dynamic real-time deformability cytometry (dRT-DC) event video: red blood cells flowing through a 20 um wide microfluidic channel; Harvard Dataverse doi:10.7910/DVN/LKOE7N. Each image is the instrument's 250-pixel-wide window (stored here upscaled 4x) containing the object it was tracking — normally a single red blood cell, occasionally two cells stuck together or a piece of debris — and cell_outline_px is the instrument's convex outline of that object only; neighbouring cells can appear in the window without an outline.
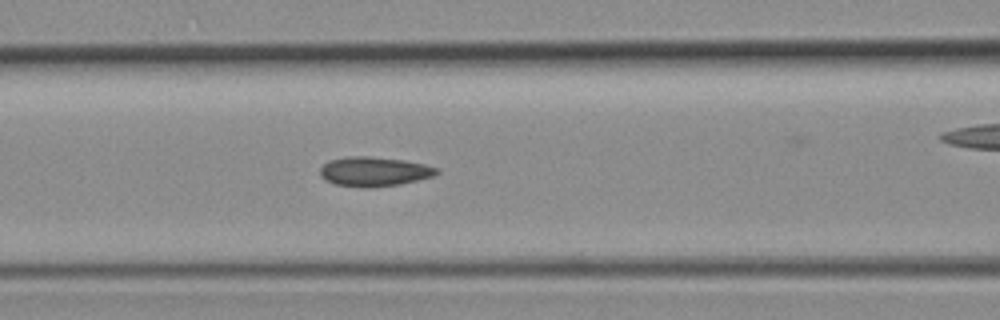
{"species": "common noctule bat (a hibernating species)", "species_latin": "Nyctalus noctula", "temperature_condition": "room temperature", "stored_images_in_passage": 24, "camera_frame_rate_fps": 3000, "um_per_image_px": 0.085, "animal": {"sex": "female", "body_mass_g": 19.3, "forearm_length_mm": 54.1}, "frame": {"image": 1, "passage_image": 4, "time_ms": 1.0, "image_size_px": [1000, 320], "cell_outline_px": [[440, 172], [432, 176], [400, 184], [368, 188], [364, 188], [336, 184], [320, 176], [320, 168], [328, 160], [348, 156], [368, 156], [404, 160], [424, 164], [440, 168]], "centroid_in_image_um": [31.81, 14.57], "position_along_channel_um": 134.8, "area_um2": 20.0}}
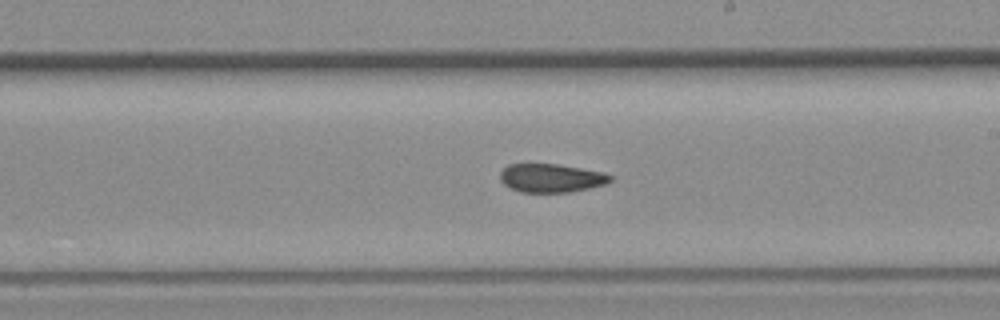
{"frame": {"image": 2, "passage_image": 11, "time_ms": 3.333, "image_size_px": [1000, 320], "cell_outline_px": [[612, 180], [604, 184], [588, 188], [568, 192], [520, 192], [504, 184], [500, 180], [500, 172], [508, 164], [556, 164], [604, 172], [612, 176]], "centroid_in_image_um": [46.83, 15.13], "position_along_channel_um": 242.2, "area_um2": 18.15}}
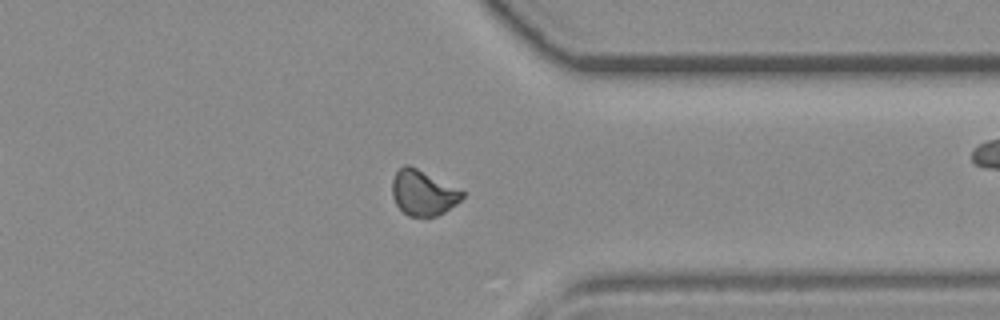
{"frame": {"image": 3, "passage_image": 20, "time_ms": 6.333, "image_size_px": [1000, 320], "cell_outline_px": [[464, 196], [456, 204], [444, 212], [436, 216], [408, 216], [396, 204], [392, 196], [392, 180], [396, 172], [404, 164], [408, 164], [464, 192]], "centroid_in_image_um": [35.93, 16.4], "position_along_channel_um": 375.5, "area_um2": 18.09}}